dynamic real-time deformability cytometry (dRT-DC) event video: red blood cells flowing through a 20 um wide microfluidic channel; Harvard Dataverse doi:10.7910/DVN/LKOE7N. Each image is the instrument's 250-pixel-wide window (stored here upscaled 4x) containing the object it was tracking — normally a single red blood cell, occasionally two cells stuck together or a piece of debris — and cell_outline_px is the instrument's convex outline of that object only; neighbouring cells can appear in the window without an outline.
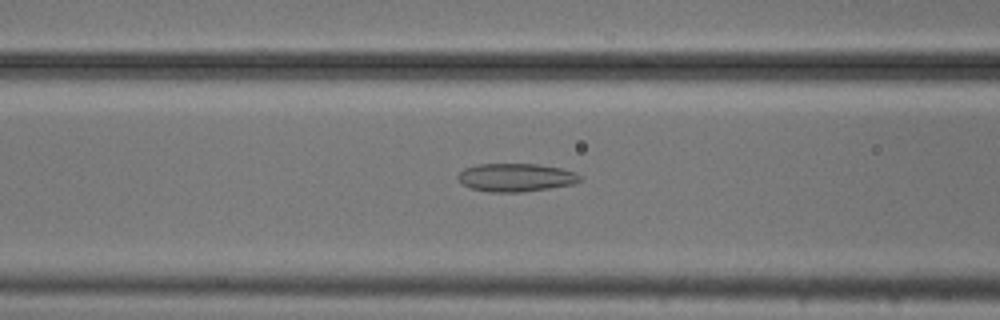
{"species": "common noctule bat (a hibernating species)", "species_latin": "Nyctalus noctula", "temperature_condition": "cold", "stored_images_in_passage": 43, "camera_frame_rate_fps": 3000, "um_per_image_px": 0.085, "animal": {"sex": "male", "body_mass_g": 20.5, "forearm_length_mm": 52.5}, "frame": {"image": 1, "passage_image": 11, "time_ms": 3.333, "image_size_px": [1000, 320], "cell_outline_px": [[580, 180], [576, 184], [524, 192], [488, 192], [472, 188], [464, 184], [456, 176], [464, 168], [476, 164], [536, 164], [560, 168], [576, 172], [580, 176]], "centroid_in_image_um": [43.86, 15.09], "position_along_channel_um": 122.7, "area_um2": 20.06}}
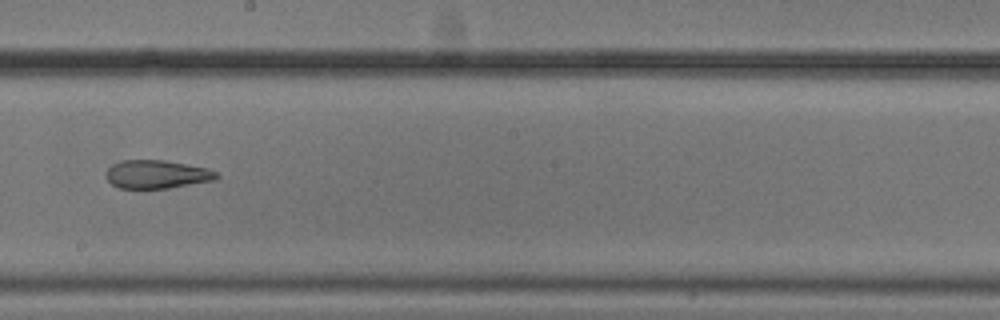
{"frame": {"image": 2, "passage_image": 20, "time_ms": 6.333, "image_size_px": [1000, 320], "cell_outline_px": [[220, 176], [216, 180], [168, 188], [120, 188], [112, 184], [108, 180], [108, 168], [112, 164], [120, 160], [164, 160], [208, 168], [216, 172]], "centroid_in_image_um": [13.37, 14.81], "position_along_channel_um": 234.8, "area_um2": 18.15}}
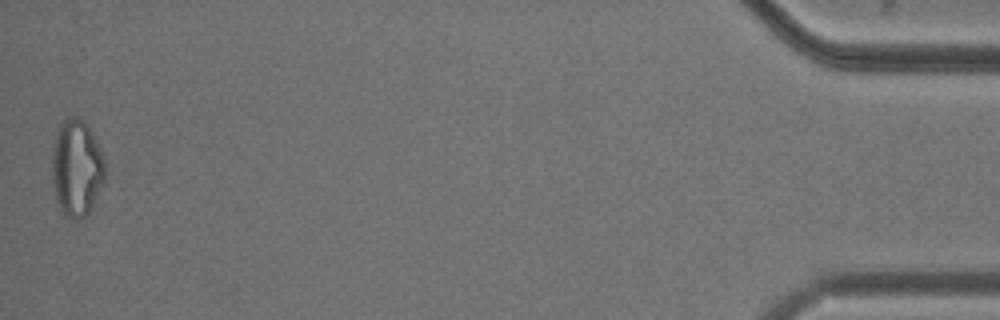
{"frame": {"image": 3, "passage_image": 43, "time_ms": 14.0, "image_size_px": [1000, 320], "cell_outline_px": [[104, 184], [88, 212], [80, 220], [72, 220], [64, 216], [60, 212], [56, 200], [52, 180], [52, 148], [60, 124], [68, 116], [80, 116], [84, 120], [104, 156]], "centroid_in_image_um": [6.49, 14.3], "position_along_channel_um": 428.7, "area_um2": 30.11}, "authors_computed_cell_mechanics": {"area_um2": 21.5594, "velocity_mm_per_s": 3.7412, "shape_relaxation_time_tau1_ms": null, "shape_relaxation_time_tau2_ms": 5.1455, "deformation_change_tau1": null, "deformation_change_tau2": 0.1363}}